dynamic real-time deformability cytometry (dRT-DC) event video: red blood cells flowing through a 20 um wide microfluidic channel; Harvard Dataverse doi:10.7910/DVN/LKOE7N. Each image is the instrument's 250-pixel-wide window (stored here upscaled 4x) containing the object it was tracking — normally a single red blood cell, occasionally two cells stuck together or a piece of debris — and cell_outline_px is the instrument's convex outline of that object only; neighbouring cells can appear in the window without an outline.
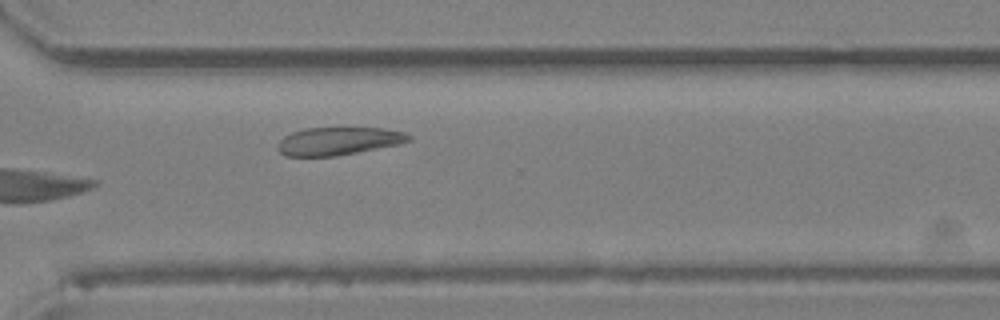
{"species": "Egyptian fruit bat (a non-hibernating species)", "species_latin": "Rousettus aegyptiacus", "temperature_condition": "room temperature", "stored_images_in_passage": 16, "camera_frame_rate_fps": 3000, "um_per_image_px": 0.085, "animal": {"sex": "female"}, "frame": {"image": 1, "passage_image": 16, "time_ms": 5.0, "image_size_px": [1000, 320], "cell_outline_px": [[412, 140], [400, 144], [336, 156], [284, 156], [276, 148], [276, 144], [284, 136], [292, 132], [304, 128], [384, 128], [404, 132], [412, 136]], "centroid_in_image_um": [28.76, 11.99], "position_along_channel_um": 341.8, "area_um2": 21.44}}